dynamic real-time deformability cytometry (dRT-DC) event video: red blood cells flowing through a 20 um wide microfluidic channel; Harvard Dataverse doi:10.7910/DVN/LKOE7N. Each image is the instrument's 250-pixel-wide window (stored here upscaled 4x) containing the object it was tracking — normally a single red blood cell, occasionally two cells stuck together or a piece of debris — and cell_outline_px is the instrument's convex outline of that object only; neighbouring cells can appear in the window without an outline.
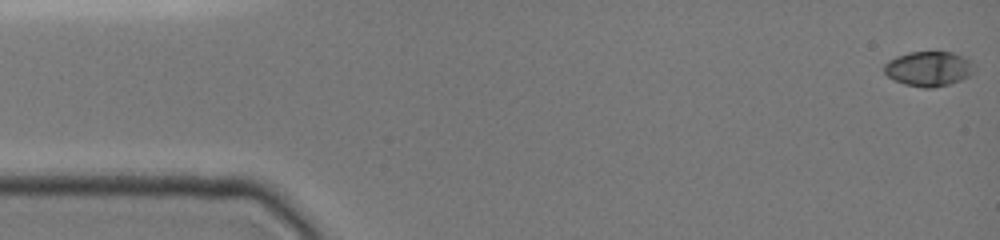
{"species": "common noctule bat (a hibernating species)", "species_latin": "Nyctalus noctula", "temperature_condition": "cold", "stored_images_in_passage": 83, "camera_frame_rate_fps": 3000, "um_per_image_px": 0.085, "animal": {"sex": "female", "body_mass_g": 19.0, "forearm_length_mm": 51.5}, "frame": {"image": 1, "passage_image": 1, "time_ms": 0.0, "image_size_px": [1000, 240], "cell_outline_px": [[976, 68], [968, 76], [960, 80], [948, 84], [932, 88], [924, 88], [904, 84], [888, 76], [884, 72], [884, 64], [888, 60], [896, 56], [908, 52], [952, 52], [964, 56], [972, 60]], "centroid_in_image_um": [78.95, 5.83], "position_along_channel_um": 6.0, "area_um2": 18.38}}
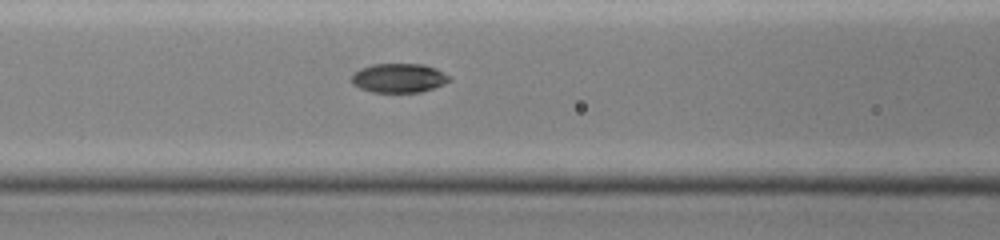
{"frame": {"image": 2, "passage_image": 33, "time_ms": 6.333, "image_size_px": [1000, 240], "cell_outline_px": [[452, 80], [444, 84], [420, 92], [372, 92], [360, 88], [352, 84], [352, 76], [360, 68], [372, 64], [424, 64], [436, 68], [452, 76]], "centroid_in_image_um": [33.94, 6.62], "position_along_channel_um": 132.7, "area_um2": 16.7}}
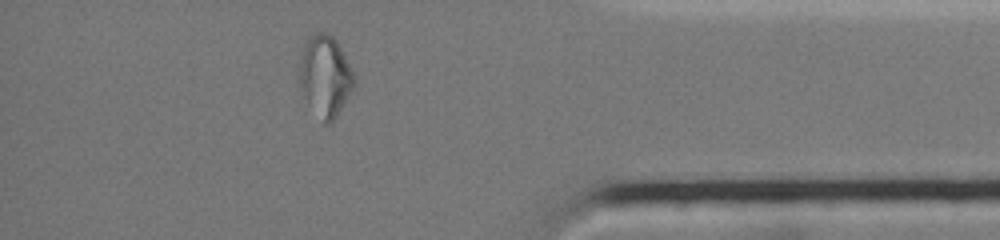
{"frame": {"image": 3, "passage_image": 73, "time_ms": 13.667, "image_size_px": [1000, 240], "cell_outline_px": [[356, 84], [336, 116], [328, 124], [324, 124], [308, 104], [300, 88], [300, 60], [304, 40], [316, 32], [324, 32], [332, 36], [336, 40], [356, 80]], "centroid_in_image_um": [27.62, 6.46], "position_along_channel_um": 407.6, "area_um2": 25.55}, "authors_computed_cell_mechanics": {"area_um2": 17.1666, "velocity_mm_per_s": 3.9815, "shape_relaxation_time_tau1_ms": null, "shape_relaxation_time_tau2_ms": 1.3996, "deformation_change_tau1": null, "deformation_change_tau2": 0.0351}}